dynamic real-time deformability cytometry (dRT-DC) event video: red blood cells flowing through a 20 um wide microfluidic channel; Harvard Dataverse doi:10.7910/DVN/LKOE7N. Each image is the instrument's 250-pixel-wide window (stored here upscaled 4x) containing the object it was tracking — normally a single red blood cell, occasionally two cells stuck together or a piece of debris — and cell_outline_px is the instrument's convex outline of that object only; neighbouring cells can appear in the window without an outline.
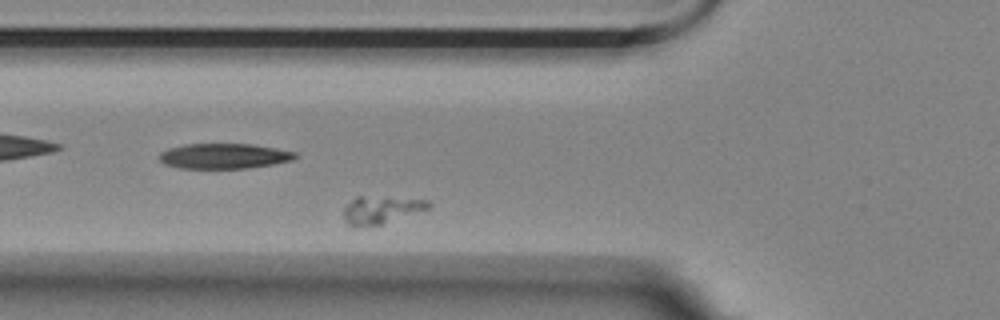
{"species": "Egyptian fruit bat (a non-hibernating species)", "species_latin": "Rousettus aegyptiacus", "temperature_condition": "room temperature", "stored_images_in_passage": 40, "camera_frame_rate_fps": 3000, "um_per_image_px": 0.085, "animal": {"sex": "female"}, "frame": {"image": 1, "passage_image": 11, "time_ms": 3.333, "image_size_px": [1000, 320], "cell_outline_px": [[432, 204], [428, 208], [380, 224], [356, 228], [352, 228], [348, 224], [340, 212], [356, 196], [360, 196], [428, 200]], "centroid_in_image_um": [32.29, 17.85], "position_along_channel_um": 93.5, "area_um2": 13.41}}
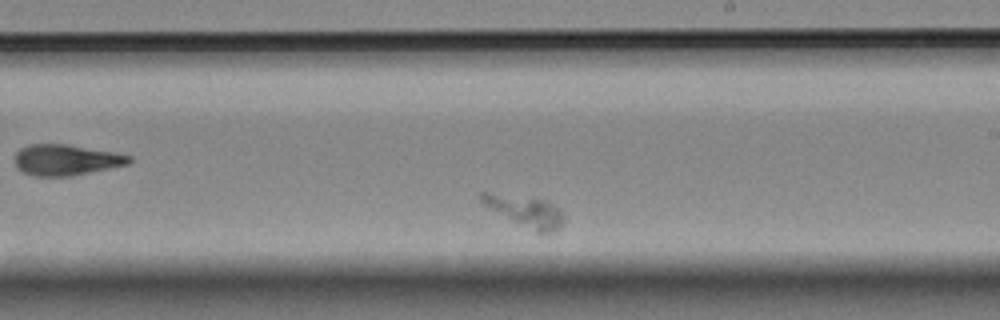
{"frame": {"image": 2, "passage_image": 26, "time_ms": 8.333, "image_size_px": [1000, 320], "cell_outline_px": [[564, 220], [560, 228], [552, 232], [540, 232], [484, 204], [480, 200], [480, 192], [488, 192], [544, 200], [560, 208], [564, 216]], "centroid_in_image_um": [44.74, 17.91], "position_along_channel_um": 244.3, "area_um2": 13.81}}
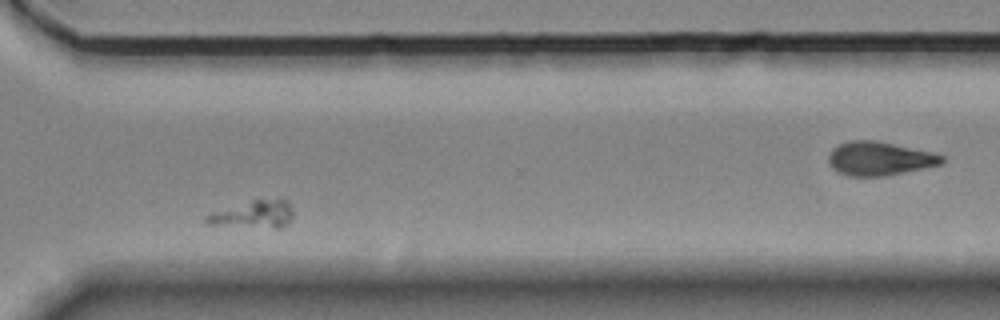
{"frame": {"image": 3, "passage_image": 36, "time_ms": 11.667, "image_size_px": [1000, 320], "cell_outline_px": [[292, 216], [280, 228], [276, 228], [208, 224], [204, 220], [204, 216], [212, 212], [252, 200], [288, 200], [292, 208]], "centroid_in_image_um": [21.52, 18.22], "position_along_channel_um": 349.1, "area_um2": 13.47}}